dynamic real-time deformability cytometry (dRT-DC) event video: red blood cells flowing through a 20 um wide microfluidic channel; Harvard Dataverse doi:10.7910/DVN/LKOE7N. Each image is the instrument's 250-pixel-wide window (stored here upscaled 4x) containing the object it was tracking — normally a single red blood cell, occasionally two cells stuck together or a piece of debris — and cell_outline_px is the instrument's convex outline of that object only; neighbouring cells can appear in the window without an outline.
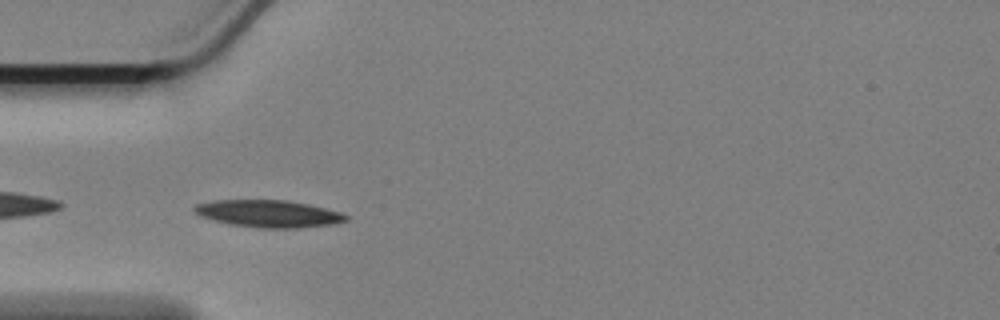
{"species": "Egyptian fruit bat (a non-hibernating species)", "species_latin": "Rousettus aegyptiacus", "temperature_condition": "cold", "stored_images_in_passage": 43, "camera_frame_rate_fps": 3000, "um_per_image_px": 0.085, "animal": {"sex": "female"}, "frame": {"image": 1, "passage_image": 2, "time_ms": 0.333, "image_size_px": [1000, 320], "cell_outline_px": [[348, 220], [336, 224], [300, 228], [256, 228], [232, 224], [212, 220], [200, 216], [192, 208], [196, 204], [216, 200], [288, 200], [308, 204], [340, 212], [348, 216]], "centroid_in_image_um": [22.85, 18.17], "position_along_channel_um": 62.2, "area_um2": 24.1}}
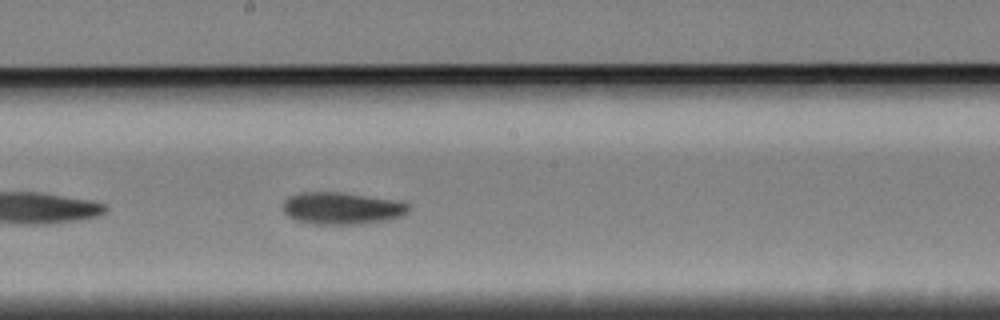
{"frame": {"image": 2, "passage_image": 16, "time_ms": 5.0, "image_size_px": [1000, 320], "cell_outline_px": [[412, 208], [408, 212], [400, 216], [388, 220], [360, 224], [312, 224], [296, 220], [288, 216], [284, 212], [284, 200], [288, 196], [300, 192], [344, 192], [400, 200], [412, 204]], "centroid_in_image_um": [29.12, 17.69], "position_along_channel_um": 219.1, "area_um2": 23.99}}
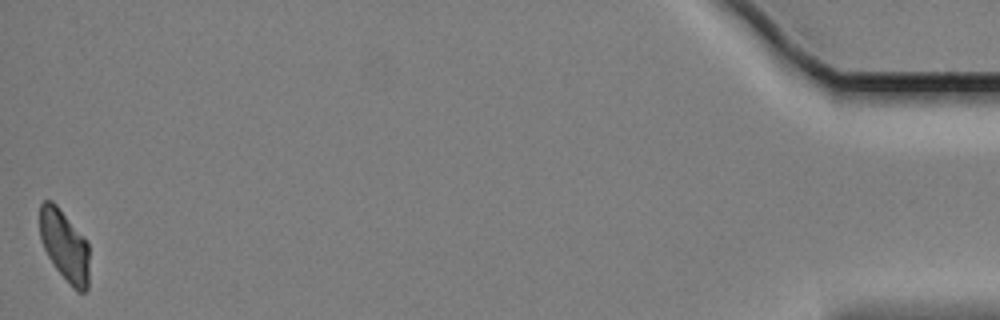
{"frame": {"image": 3, "passage_image": 43, "time_ms": 14.0, "image_size_px": [1000, 320], "cell_outline_px": [[88, 288], [84, 292], [76, 292], [72, 288], [56, 268], [48, 256], [44, 248], [40, 236], [40, 204], [44, 200], [52, 200], [56, 204], [84, 236], [88, 244]], "centroid_in_image_um": [5.49, 20.88], "position_along_channel_um": 429.7, "area_um2": 20.52}, "authors_computed_cell_mechanics": {"area_um2": 23.0622, "velocity_mm_per_s": 3.378, "shape_relaxation_time_tau1_ms": 5.2466, "shape_relaxation_time_tau2_ms": 9.116, "deformation_change_tau1": 0.1445, "deformation_change_tau2": 0.1365}}